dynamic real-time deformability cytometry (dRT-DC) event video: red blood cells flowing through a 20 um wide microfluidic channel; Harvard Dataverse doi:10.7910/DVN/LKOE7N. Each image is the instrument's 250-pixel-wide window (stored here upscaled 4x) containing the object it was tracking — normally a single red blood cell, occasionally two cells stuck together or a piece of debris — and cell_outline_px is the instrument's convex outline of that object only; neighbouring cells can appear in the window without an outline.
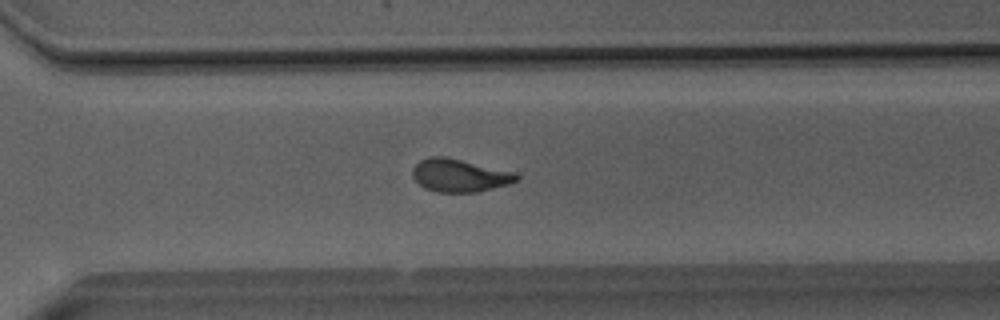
{"species": "Egyptian fruit bat (a non-hibernating species)", "species_latin": "Rousettus aegyptiacus", "temperature_condition": "room temperature", "stored_images_in_passage": 37, "camera_frame_rate_fps": 3000, "um_per_image_px": 0.085, "animal": {"sex": "male"}, "frame": {"image": 1, "passage_image": 22, "time_ms": 7.0, "image_size_px": [1000, 320], "cell_outline_px": [[520, 180], [508, 184], [476, 192], [436, 192], [424, 188], [412, 176], [412, 168], [420, 160], [428, 156], [444, 156], [516, 172], [520, 176]], "centroid_in_image_um": [39.06, 14.9], "position_along_channel_um": 331.5, "area_um2": 20.0}}
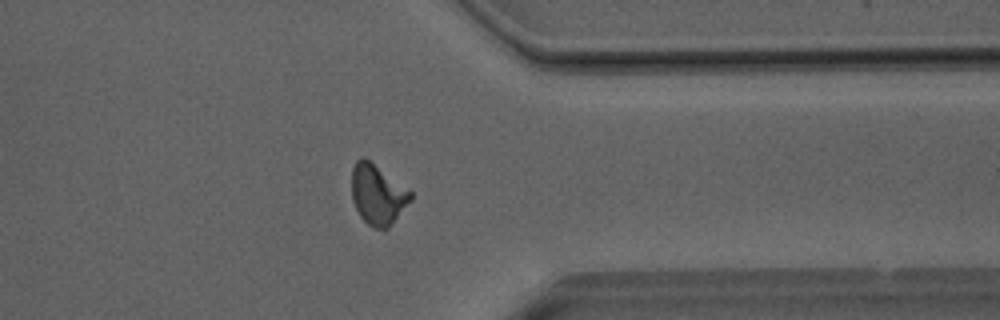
{"frame": {"image": 2, "passage_image": 26, "time_ms": 8.333, "image_size_px": [1000, 320], "cell_outline_px": [[412, 200], [388, 228], [372, 228], [360, 216], [352, 200], [352, 168], [356, 160], [360, 156], [364, 156], [412, 192]], "centroid_in_image_um": [32.09, 16.52], "position_along_channel_um": 379.3, "area_um2": 20.58}}
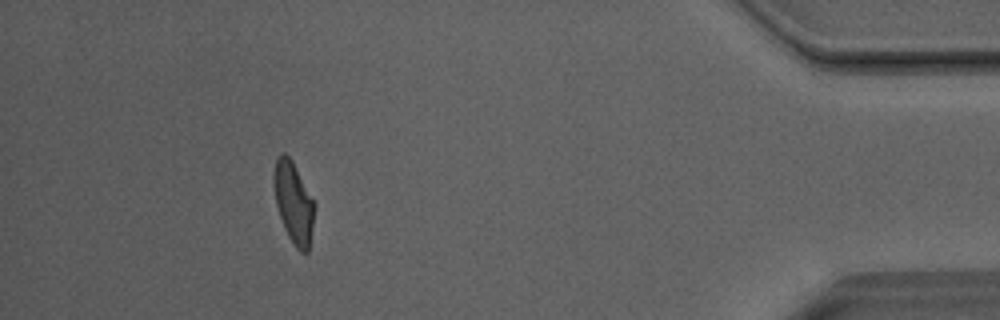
{"frame": {"image": 3, "passage_image": 32, "time_ms": 10.333, "image_size_px": [1000, 320], "cell_outline_px": [[316, 204], [308, 252], [300, 252], [296, 248], [288, 236], [284, 228], [276, 204], [272, 180], [272, 176], [276, 156], [280, 152], [284, 152], [292, 160]], "centroid_in_image_um": [24.93, 17.17], "position_along_channel_um": 410.3, "area_um2": 19.48}, "authors_computed_cell_mechanics": {"area_um2": 19.7098, "velocity_mm_per_s": 4.048, "shape_relaxation_time_tau1_ms": 6.3489, "shape_relaxation_time_tau2_ms": 1.4253, "deformation_change_tau1": 0.2051, "deformation_change_tau2": 0.0952}}